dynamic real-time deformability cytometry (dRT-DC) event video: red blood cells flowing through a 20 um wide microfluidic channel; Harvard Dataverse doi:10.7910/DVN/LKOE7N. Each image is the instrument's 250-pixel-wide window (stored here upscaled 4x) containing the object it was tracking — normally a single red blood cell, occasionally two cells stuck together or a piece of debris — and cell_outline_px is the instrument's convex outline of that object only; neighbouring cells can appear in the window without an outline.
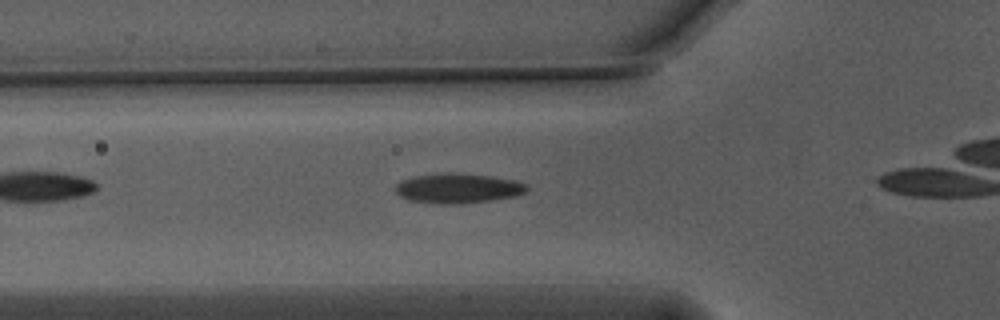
{"species": "Egyptian fruit bat (a non-hibernating species)", "species_latin": "Rousettus aegyptiacus", "temperature_condition": "warm", "stored_images_in_passage": 9, "camera_frame_rate_fps": 3000, "um_per_image_px": 0.085, "animal": {"sex": "male"}, "frame": {"image": 1, "passage_image": 4, "time_ms": 1.0, "image_size_px": [1000, 320], "cell_outline_px": [[528, 188], [524, 192], [516, 196], [492, 200], [460, 204], [436, 204], [412, 200], [400, 196], [396, 192], [396, 184], [400, 180], [412, 176], [452, 172], [488, 176], [516, 180], [528, 184]], "centroid_in_image_um": [38.93, 16.0], "position_along_channel_um": 86.9, "area_um2": 22.89}}
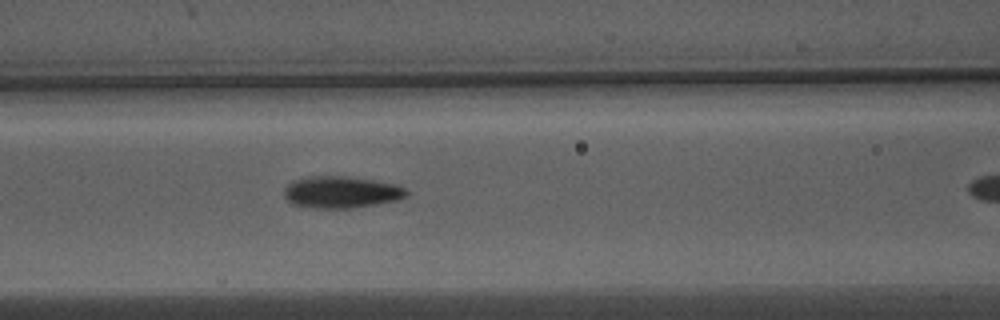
{"frame": {"image": 2, "passage_image": 8, "time_ms": 2.333, "image_size_px": [1000, 320], "cell_outline_px": [[408, 196], [396, 200], [376, 204], [352, 208], [316, 208], [292, 204], [284, 196], [284, 188], [288, 184], [296, 180], [312, 176], [344, 176], [400, 184], [408, 192]], "centroid_in_image_um": [29.03, 16.33], "position_along_channel_um": 137.6, "area_um2": 22.6}}